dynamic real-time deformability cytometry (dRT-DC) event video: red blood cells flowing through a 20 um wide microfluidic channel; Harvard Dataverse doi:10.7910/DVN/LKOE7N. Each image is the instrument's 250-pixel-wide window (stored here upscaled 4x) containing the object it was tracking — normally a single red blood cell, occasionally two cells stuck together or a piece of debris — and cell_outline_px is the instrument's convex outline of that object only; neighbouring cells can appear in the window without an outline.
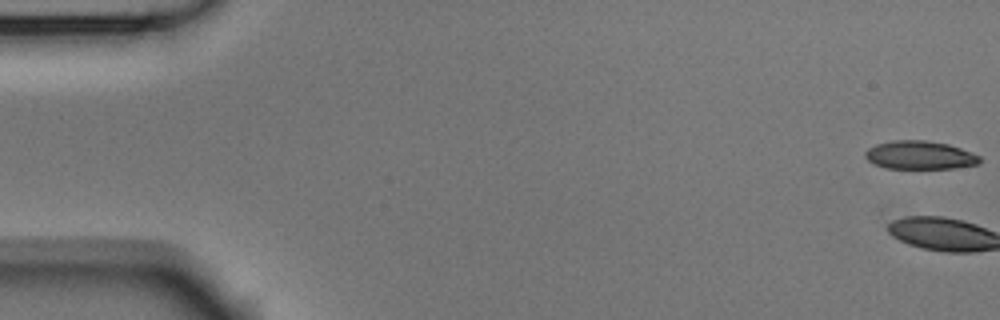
{"species": "Egyptian fruit bat (a non-hibernating species)", "species_latin": "Rousettus aegyptiacus", "temperature_condition": "room temperature", "stored_images_in_passage": 3, "camera_frame_rate_fps": 3000, "um_per_image_px": 0.085, "animal": {"sex": "male"}, "frame": {"image": 1, "passage_image": 1, "time_ms": 0.0, "image_size_px": [1000, 320], "cell_outline_px": [[980, 164], [952, 168], [884, 168], [872, 164], [864, 156], [864, 152], [868, 148], [876, 144], [892, 140], [928, 140], [948, 144], [972, 152], [980, 156]], "centroid_in_image_um": [78.16, 13.18], "position_along_channel_um": 6.8, "area_um2": 19.07}}